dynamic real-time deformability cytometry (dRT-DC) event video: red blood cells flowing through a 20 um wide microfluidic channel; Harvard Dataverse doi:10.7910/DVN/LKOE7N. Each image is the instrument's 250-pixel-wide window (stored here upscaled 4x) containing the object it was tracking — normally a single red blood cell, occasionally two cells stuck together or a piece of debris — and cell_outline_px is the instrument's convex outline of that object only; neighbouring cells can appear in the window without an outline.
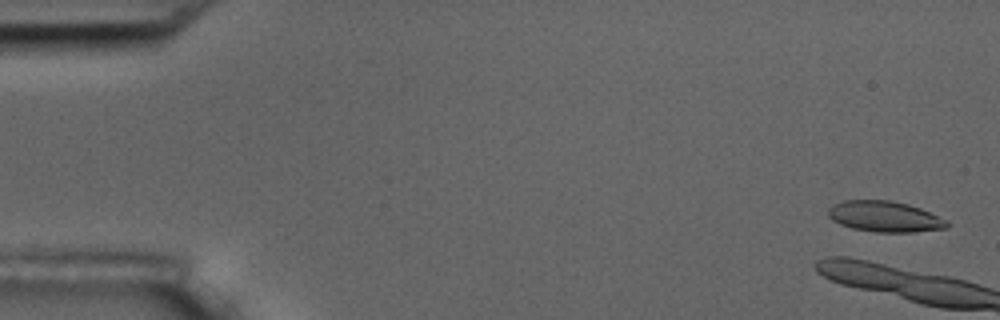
{"species": "common noctule bat (a hibernating species)", "species_latin": "Nyctalus noctula", "temperature_condition": "room temperature", "stored_images_in_passage": 7, "camera_frame_rate_fps": 3000, "um_per_image_px": 0.085, "animal": {"sex": "male", "body_mass_g": 17.5, "forearm_length_mm": 52.3}, "frame": {"image": 1, "passage_image": 1, "time_ms": 0.0, "image_size_px": [1000, 320], "cell_outline_px": [[948, 228], [916, 232], [876, 232], [852, 228], [840, 224], [832, 220], [828, 216], [828, 208], [832, 204], [844, 200], [892, 200], [908, 204], [920, 208], [948, 220]], "centroid_in_image_um": [75.2, 18.4], "position_along_channel_um": 9.8, "area_um2": 21.5}}
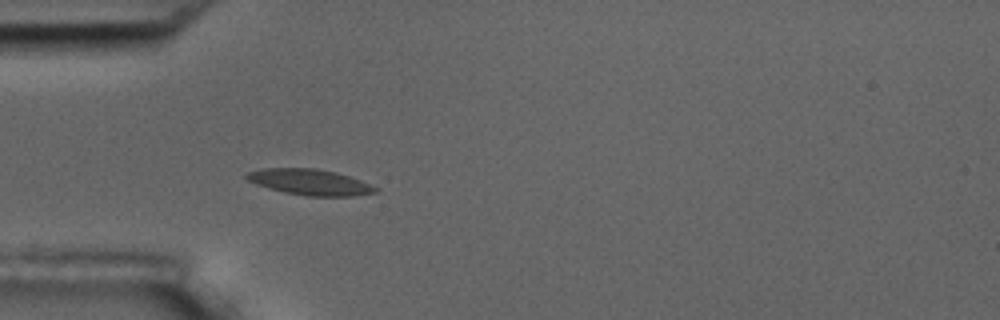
{"frame": {"image": 2, "passage_image": 7, "time_ms": 7.667, "image_size_px": [1000, 320], "cell_outline_px": [[380, 188], [376, 192], [352, 196], [308, 196], [284, 192], [268, 188], [256, 184], [248, 180], [244, 176], [248, 172], [260, 168], [316, 168], [336, 172], [360, 180]], "centroid_in_image_um": [26.33, 15.47], "position_along_channel_um": 58.7, "area_um2": 19.42}}